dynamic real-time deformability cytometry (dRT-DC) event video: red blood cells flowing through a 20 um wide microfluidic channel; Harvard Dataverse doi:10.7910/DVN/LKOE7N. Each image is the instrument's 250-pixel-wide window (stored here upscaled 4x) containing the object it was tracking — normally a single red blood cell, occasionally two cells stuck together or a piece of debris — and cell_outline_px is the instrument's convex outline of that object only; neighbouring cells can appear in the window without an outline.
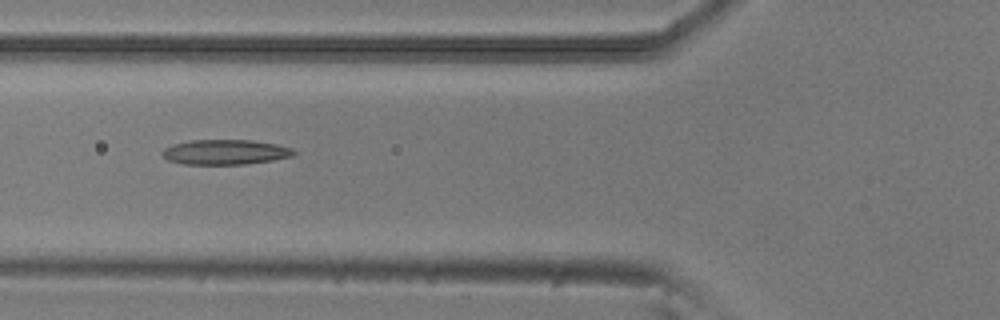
{"species": "common noctule bat (a hibernating species)", "species_latin": "Nyctalus noctula", "temperature_condition": "room temperature", "stored_images_in_passage": 6, "camera_frame_rate_fps": 3000, "um_per_image_px": 0.085, "animal": {"sex": "male", "body_mass_g": 20.5, "forearm_length_mm": 52.5}, "frame": {"image": 1, "passage_image": 5, "time_ms": 1.333, "image_size_px": [1000, 320], "cell_outline_px": [[296, 152], [292, 156], [272, 160], [244, 164], [184, 164], [168, 160], [160, 152], [164, 148], [172, 144], [188, 140], [252, 140], [276, 144], [292, 148]], "centroid_in_image_um": [19.12, 12.92], "position_along_channel_um": 106.7, "area_um2": 19.13}}
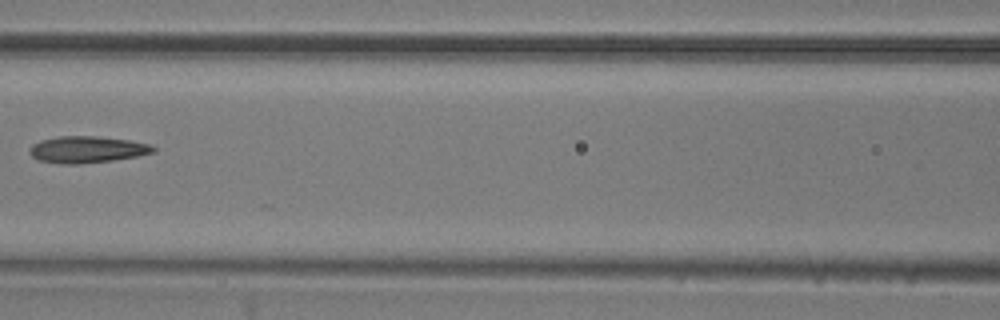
{"frame": {"image": 2, "passage_image": 6, "time_ms": 1.667, "image_size_px": [1000, 320], "cell_outline_px": [[156, 152], [136, 156], [112, 160], [80, 164], [60, 164], [36, 160], [28, 152], [32, 144], [40, 140], [60, 136], [96, 136], [128, 140], [148, 144], [156, 148]], "centroid_in_image_um": [7.35, 12.71], "position_along_channel_um": 159.2, "area_um2": 19.25}}